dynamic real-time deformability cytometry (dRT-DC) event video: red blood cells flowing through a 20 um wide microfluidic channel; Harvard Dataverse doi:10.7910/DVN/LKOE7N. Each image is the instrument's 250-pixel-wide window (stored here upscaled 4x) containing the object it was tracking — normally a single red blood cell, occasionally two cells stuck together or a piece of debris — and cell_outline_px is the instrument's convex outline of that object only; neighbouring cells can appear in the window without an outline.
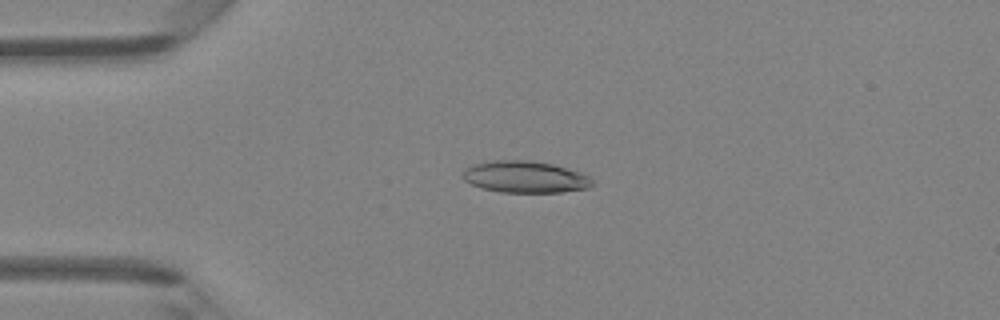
{"species": "Egyptian fruit bat (a non-hibernating species)", "species_latin": "Rousettus aegyptiacus", "temperature_condition": "room temperature", "stored_images_in_passage": 47, "camera_frame_rate_fps": 3000, "um_per_image_px": 0.085, "animal": {"sex": "female"}, "frame": {"image": 1, "passage_image": 11, "time_ms": 3.333, "image_size_px": [1000, 320], "cell_outline_px": [[592, 184], [588, 188], [560, 192], [500, 192], [480, 188], [464, 180], [464, 168], [472, 164], [488, 160], [528, 160], [552, 164], [584, 172], [592, 180]], "centroid_in_image_um": [44.62, 15.03], "position_along_channel_um": 40.4, "area_um2": 24.1}}
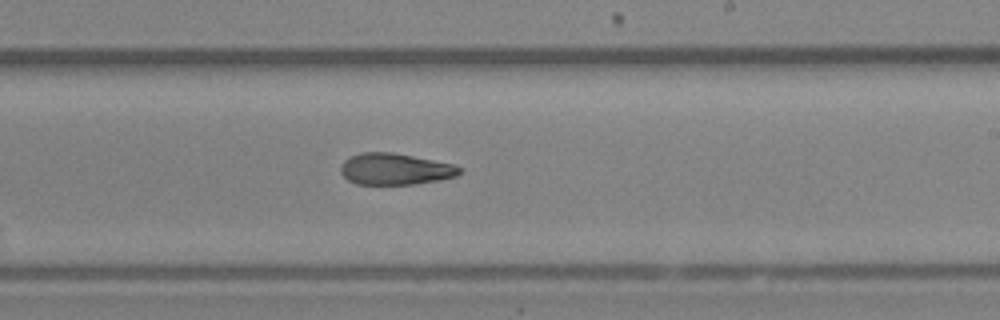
{"frame": {"image": 2, "passage_image": 28, "time_ms": 9.0, "image_size_px": [1000, 320], "cell_outline_px": [[460, 172], [456, 176], [440, 180], [416, 184], [356, 184], [348, 180], [340, 172], [340, 168], [344, 160], [360, 152], [392, 152], [452, 164], [460, 168]], "centroid_in_image_um": [33.55, 14.37], "position_along_channel_um": 255.5, "area_um2": 21.62}}
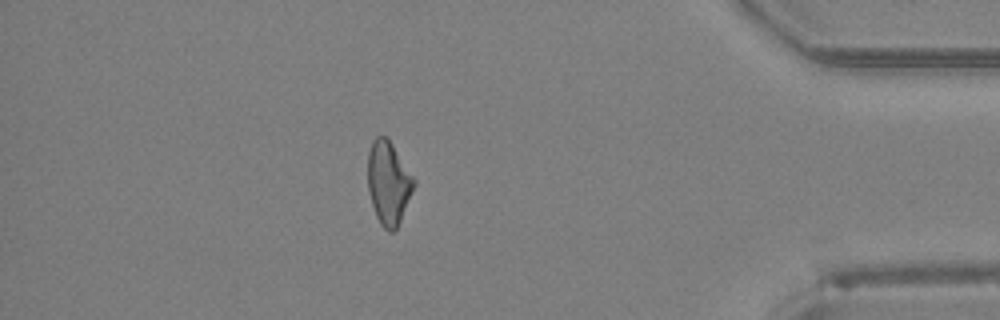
{"frame": {"image": 3, "passage_image": 41, "time_ms": 13.333, "image_size_px": [1000, 320], "cell_outline_px": [[416, 184], [400, 220], [396, 228], [392, 232], [388, 232], [380, 224], [376, 216], [372, 204], [368, 188], [368, 152], [372, 140], [376, 136], [384, 136], [392, 144], [416, 180]], "centroid_in_image_um": [33.02, 15.54], "position_along_channel_um": 402.2, "area_um2": 22.2}, "authors_computed_cell_mechanics": {"area_um2": 22.7154, "velocity_mm_per_s": 4.3012, "shape_relaxation_time_tau1_ms": 7.5806, "shape_relaxation_time_tau2_ms": 2.9986, "deformation_change_tau1": 0.2068, "deformation_change_tau2": 0.1039}}